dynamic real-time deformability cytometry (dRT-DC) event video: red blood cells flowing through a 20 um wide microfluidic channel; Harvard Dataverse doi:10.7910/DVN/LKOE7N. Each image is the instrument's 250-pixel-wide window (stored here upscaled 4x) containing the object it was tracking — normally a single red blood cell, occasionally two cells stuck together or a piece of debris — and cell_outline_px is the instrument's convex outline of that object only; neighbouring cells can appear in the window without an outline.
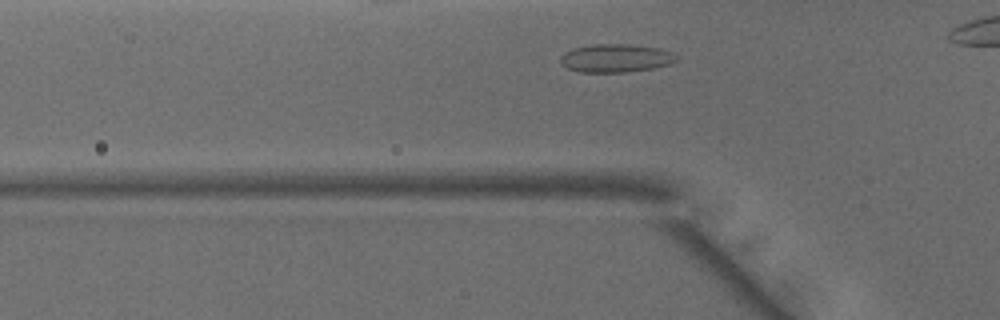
{"species": "common noctule bat (a hibernating species)", "species_latin": "Nyctalus noctula", "temperature_condition": "warm", "stored_images_in_passage": 28, "segment_of_instrument_passage": [1, 2], "camera_frame_rate_fps": 3000, "um_per_image_px": 0.085, "animal": {"sex": "male", "body_mass_g": 15.6}, "frame": {"image": 1, "passage_image": 4, "time_ms": 1.0, "image_size_px": [1000, 320], "cell_outline_px": [[680, 56], [672, 64], [652, 68], [624, 72], [580, 72], [568, 68], [560, 64], [560, 56], [564, 52], [572, 48], [596, 44], [624, 44], [660, 48], [672, 52]], "centroid_in_image_um": [52.34, 4.94], "position_along_channel_um": 73.5, "area_um2": 19.19}}
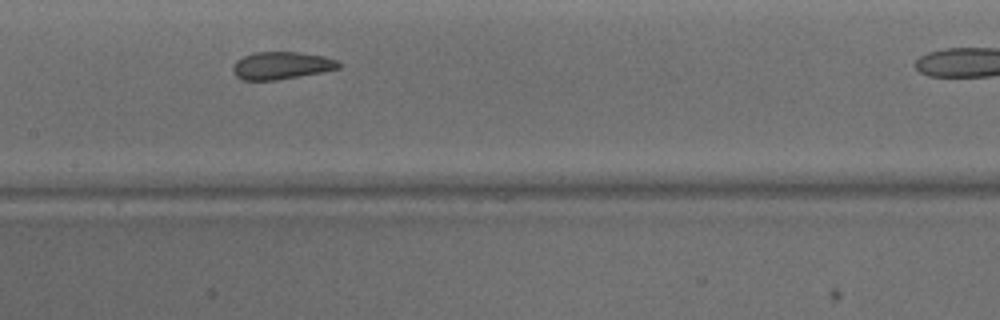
{"frame": {"image": 2, "passage_image": 12, "time_ms": 3.667, "image_size_px": [1000, 320], "cell_outline_px": [[344, 64], [340, 68], [300, 76], [276, 80], [240, 80], [232, 72], [232, 68], [236, 60], [244, 56], [256, 52], [296, 52], [324, 56], [336, 60]], "centroid_in_image_um": [23.91, 5.57], "position_along_channel_um": 183.5, "area_um2": 16.99}}
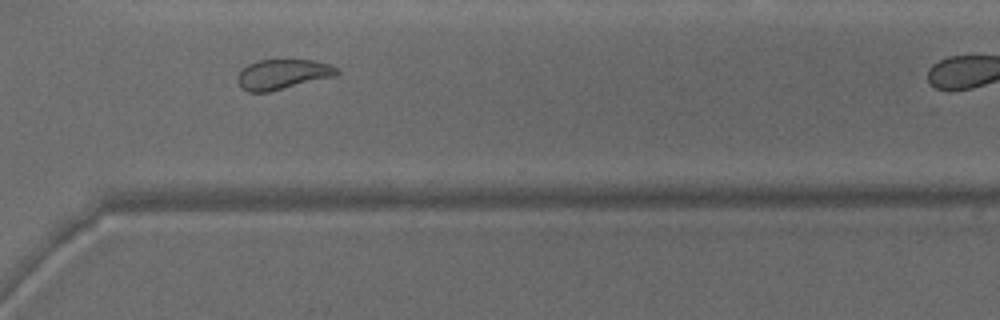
{"frame": {"image": 3, "passage_image": 24, "time_ms": 7.667, "image_size_px": [1000, 320], "cell_outline_px": [[340, 72], [336, 76], [268, 92], [248, 92], [240, 88], [236, 80], [236, 76], [248, 64], [256, 60], [312, 60], [328, 64], [336, 68]], "centroid_in_image_um": [23.98, 6.32], "position_along_channel_um": 346.6, "area_um2": 17.4}}